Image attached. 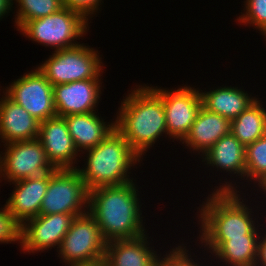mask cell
Masks as SVG:
<instances>
[{"label":"cell","mask_w":266,"mask_h":266,"mask_svg":"<svg viewBox=\"0 0 266 266\" xmlns=\"http://www.w3.org/2000/svg\"><path fill=\"white\" fill-rule=\"evenodd\" d=\"M226 181L202 202L199 239L202 246L213 253L228 238H245V235H260L259 225L253 220L252 209L244 204L237 187ZM224 185V186H223ZM212 195V196H211ZM242 199V201H241ZM204 203V204H203ZM252 215V216H251ZM258 229V230H257ZM212 251V252H211Z\"/></svg>","instance_id":"obj_1"},{"label":"cell","mask_w":266,"mask_h":266,"mask_svg":"<svg viewBox=\"0 0 266 266\" xmlns=\"http://www.w3.org/2000/svg\"><path fill=\"white\" fill-rule=\"evenodd\" d=\"M135 182L103 186L89 191L88 212L95 218L106 242L145 234Z\"/></svg>","instance_id":"obj_2"},{"label":"cell","mask_w":266,"mask_h":266,"mask_svg":"<svg viewBox=\"0 0 266 266\" xmlns=\"http://www.w3.org/2000/svg\"><path fill=\"white\" fill-rule=\"evenodd\" d=\"M136 87L121 102L115 129L141 158L157 139L168 133L162 99L149 86Z\"/></svg>","instance_id":"obj_3"},{"label":"cell","mask_w":266,"mask_h":266,"mask_svg":"<svg viewBox=\"0 0 266 266\" xmlns=\"http://www.w3.org/2000/svg\"><path fill=\"white\" fill-rule=\"evenodd\" d=\"M86 167H77L88 191L103 186H118L133 181L131 167L142 159L131 149L124 137L114 129L99 144L89 148ZM128 173V174H127Z\"/></svg>","instance_id":"obj_4"},{"label":"cell","mask_w":266,"mask_h":266,"mask_svg":"<svg viewBox=\"0 0 266 266\" xmlns=\"http://www.w3.org/2000/svg\"><path fill=\"white\" fill-rule=\"evenodd\" d=\"M88 27L82 15L63 7L51 15L24 22L17 30L30 40L59 51L79 45L75 39L85 35Z\"/></svg>","instance_id":"obj_5"},{"label":"cell","mask_w":266,"mask_h":266,"mask_svg":"<svg viewBox=\"0 0 266 266\" xmlns=\"http://www.w3.org/2000/svg\"><path fill=\"white\" fill-rule=\"evenodd\" d=\"M106 244L95 218L86 212L72 221L57 252L69 266H102Z\"/></svg>","instance_id":"obj_6"},{"label":"cell","mask_w":266,"mask_h":266,"mask_svg":"<svg viewBox=\"0 0 266 266\" xmlns=\"http://www.w3.org/2000/svg\"><path fill=\"white\" fill-rule=\"evenodd\" d=\"M80 43L77 46L54 51L37 68L54 86L85 79H99L103 73V62L98 50Z\"/></svg>","instance_id":"obj_7"},{"label":"cell","mask_w":266,"mask_h":266,"mask_svg":"<svg viewBox=\"0 0 266 266\" xmlns=\"http://www.w3.org/2000/svg\"><path fill=\"white\" fill-rule=\"evenodd\" d=\"M88 201L89 191L77 168L55 169L49 172L39 215L65 213L79 216L88 212Z\"/></svg>","instance_id":"obj_8"},{"label":"cell","mask_w":266,"mask_h":266,"mask_svg":"<svg viewBox=\"0 0 266 266\" xmlns=\"http://www.w3.org/2000/svg\"><path fill=\"white\" fill-rule=\"evenodd\" d=\"M4 147L5 152L0 154V178L3 176L10 184L55 170L38 138L4 144Z\"/></svg>","instance_id":"obj_9"},{"label":"cell","mask_w":266,"mask_h":266,"mask_svg":"<svg viewBox=\"0 0 266 266\" xmlns=\"http://www.w3.org/2000/svg\"><path fill=\"white\" fill-rule=\"evenodd\" d=\"M4 91L11 100L25 108L40 123L57 116L53 85L37 67L14 80Z\"/></svg>","instance_id":"obj_10"},{"label":"cell","mask_w":266,"mask_h":266,"mask_svg":"<svg viewBox=\"0 0 266 266\" xmlns=\"http://www.w3.org/2000/svg\"><path fill=\"white\" fill-rule=\"evenodd\" d=\"M150 88L162 99L168 137L181 142L202 107L200 90L186 85L175 90Z\"/></svg>","instance_id":"obj_11"},{"label":"cell","mask_w":266,"mask_h":266,"mask_svg":"<svg viewBox=\"0 0 266 266\" xmlns=\"http://www.w3.org/2000/svg\"><path fill=\"white\" fill-rule=\"evenodd\" d=\"M75 217L74 214L56 213L28 219L21 225V250L33 254L55 246L59 249Z\"/></svg>","instance_id":"obj_12"},{"label":"cell","mask_w":266,"mask_h":266,"mask_svg":"<svg viewBox=\"0 0 266 266\" xmlns=\"http://www.w3.org/2000/svg\"><path fill=\"white\" fill-rule=\"evenodd\" d=\"M38 139L48 161L55 169H76L78 150L68 131L65 118L54 116L40 123Z\"/></svg>","instance_id":"obj_13"},{"label":"cell","mask_w":266,"mask_h":266,"mask_svg":"<svg viewBox=\"0 0 266 266\" xmlns=\"http://www.w3.org/2000/svg\"><path fill=\"white\" fill-rule=\"evenodd\" d=\"M100 81L101 78L85 79L54 85L53 97L57 116L95 112L102 93Z\"/></svg>","instance_id":"obj_14"},{"label":"cell","mask_w":266,"mask_h":266,"mask_svg":"<svg viewBox=\"0 0 266 266\" xmlns=\"http://www.w3.org/2000/svg\"><path fill=\"white\" fill-rule=\"evenodd\" d=\"M48 183L49 173L12 182L16 188L14 187L5 206L20 225L39 215Z\"/></svg>","instance_id":"obj_15"},{"label":"cell","mask_w":266,"mask_h":266,"mask_svg":"<svg viewBox=\"0 0 266 266\" xmlns=\"http://www.w3.org/2000/svg\"><path fill=\"white\" fill-rule=\"evenodd\" d=\"M40 122L5 93L0 99V139L9 144L38 138Z\"/></svg>","instance_id":"obj_16"},{"label":"cell","mask_w":266,"mask_h":266,"mask_svg":"<svg viewBox=\"0 0 266 266\" xmlns=\"http://www.w3.org/2000/svg\"><path fill=\"white\" fill-rule=\"evenodd\" d=\"M146 234L107 242L102 266H156L159 256Z\"/></svg>","instance_id":"obj_17"},{"label":"cell","mask_w":266,"mask_h":266,"mask_svg":"<svg viewBox=\"0 0 266 266\" xmlns=\"http://www.w3.org/2000/svg\"><path fill=\"white\" fill-rule=\"evenodd\" d=\"M231 121L223 116L205 109L199 110L196 120L181 141L189 149L206 153L221 137L230 133Z\"/></svg>","instance_id":"obj_18"},{"label":"cell","mask_w":266,"mask_h":266,"mask_svg":"<svg viewBox=\"0 0 266 266\" xmlns=\"http://www.w3.org/2000/svg\"><path fill=\"white\" fill-rule=\"evenodd\" d=\"M96 113L95 111L64 117L78 152L95 147L115 129V121L106 124L107 122H104V119L100 118Z\"/></svg>","instance_id":"obj_19"},{"label":"cell","mask_w":266,"mask_h":266,"mask_svg":"<svg viewBox=\"0 0 266 266\" xmlns=\"http://www.w3.org/2000/svg\"><path fill=\"white\" fill-rule=\"evenodd\" d=\"M204 158V159H203ZM205 165L219 168L229 174H236L244 178L246 175L245 146L240 143L234 135L229 134L221 137L206 153L202 156Z\"/></svg>","instance_id":"obj_20"},{"label":"cell","mask_w":266,"mask_h":266,"mask_svg":"<svg viewBox=\"0 0 266 266\" xmlns=\"http://www.w3.org/2000/svg\"><path fill=\"white\" fill-rule=\"evenodd\" d=\"M242 90L234 86L218 87L207 92L200 90L202 106L232 121L258 99Z\"/></svg>","instance_id":"obj_21"},{"label":"cell","mask_w":266,"mask_h":266,"mask_svg":"<svg viewBox=\"0 0 266 266\" xmlns=\"http://www.w3.org/2000/svg\"><path fill=\"white\" fill-rule=\"evenodd\" d=\"M256 100L231 121L230 132L245 147L266 134V109Z\"/></svg>","instance_id":"obj_22"},{"label":"cell","mask_w":266,"mask_h":266,"mask_svg":"<svg viewBox=\"0 0 266 266\" xmlns=\"http://www.w3.org/2000/svg\"><path fill=\"white\" fill-rule=\"evenodd\" d=\"M259 235L228 238L212 254L228 266H255ZM230 264V265H229Z\"/></svg>","instance_id":"obj_23"},{"label":"cell","mask_w":266,"mask_h":266,"mask_svg":"<svg viewBox=\"0 0 266 266\" xmlns=\"http://www.w3.org/2000/svg\"><path fill=\"white\" fill-rule=\"evenodd\" d=\"M16 1L15 26L18 29L24 22L43 18L62 9L63 0H12ZM18 3V5H17Z\"/></svg>","instance_id":"obj_24"},{"label":"cell","mask_w":266,"mask_h":266,"mask_svg":"<svg viewBox=\"0 0 266 266\" xmlns=\"http://www.w3.org/2000/svg\"><path fill=\"white\" fill-rule=\"evenodd\" d=\"M246 175L245 180L258 183L266 176V134L245 147Z\"/></svg>","instance_id":"obj_25"},{"label":"cell","mask_w":266,"mask_h":266,"mask_svg":"<svg viewBox=\"0 0 266 266\" xmlns=\"http://www.w3.org/2000/svg\"><path fill=\"white\" fill-rule=\"evenodd\" d=\"M244 5L245 13L236 20L243 25L254 26L266 38V0H246Z\"/></svg>","instance_id":"obj_26"},{"label":"cell","mask_w":266,"mask_h":266,"mask_svg":"<svg viewBox=\"0 0 266 266\" xmlns=\"http://www.w3.org/2000/svg\"><path fill=\"white\" fill-rule=\"evenodd\" d=\"M0 209V243H20L21 225L9 213L6 206Z\"/></svg>","instance_id":"obj_27"},{"label":"cell","mask_w":266,"mask_h":266,"mask_svg":"<svg viewBox=\"0 0 266 266\" xmlns=\"http://www.w3.org/2000/svg\"><path fill=\"white\" fill-rule=\"evenodd\" d=\"M183 245L175 246L171 251L169 250L168 254L166 253L164 258L161 257L162 259L159 256L156 266H200V263L198 264L192 259L191 255L188 254L189 250Z\"/></svg>","instance_id":"obj_28"},{"label":"cell","mask_w":266,"mask_h":266,"mask_svg":"<svg viewBox=\"0 0 266 266\" xmlns=\"http://www.w3.org/2000/svg\"><path fill=\"white\" fill-rule=\"evenodd\" d=\"M102 0H63V6L82 15L87 21L96 14ZM100 3V4H99Z\"/></svg>","instance_id":"obj_29"},{"label":"cell","mask_w":266,"mask_h":266,"mask_svg":"<svg viewBox=\"0 0 266 266\" xmlns=\"http://www.w3.org/2000/svg\"><path fill=\"white\" fill-rule=\"evenodd\" d=\"M262 240H261V239ZM255 266H266V234L259 236Z\"/></svg>","instance_id":"obj_30"},{"label":"cell","mask_w":266,"mask_h":266,"mask_svg":"<svg viewBox=\"0 0 266 266\" xmlns=\"http://www.w3.org/2000/svg\"><path fill=\"white\" fill-rule=\"evenodd\" d=\"M12 0H0V20L13 8ZM12 7V8H11Z\"/></svg>","instance_id":"obj_31"},{"label":"cell","mask_w":266,"mask_h":266,"mask_svg":"<svg viewBox=\"0 0 266 266\" xmlns=\"http://www.w3.org/2000/svg\"><path fill=\"white\" fill-rule=\"evenodd\" d=\"M258 187L262 188L263 192L266 193V176L263 177L257 184Z\"/></svg>","instance_id":"obj_32"}]
</instances>
